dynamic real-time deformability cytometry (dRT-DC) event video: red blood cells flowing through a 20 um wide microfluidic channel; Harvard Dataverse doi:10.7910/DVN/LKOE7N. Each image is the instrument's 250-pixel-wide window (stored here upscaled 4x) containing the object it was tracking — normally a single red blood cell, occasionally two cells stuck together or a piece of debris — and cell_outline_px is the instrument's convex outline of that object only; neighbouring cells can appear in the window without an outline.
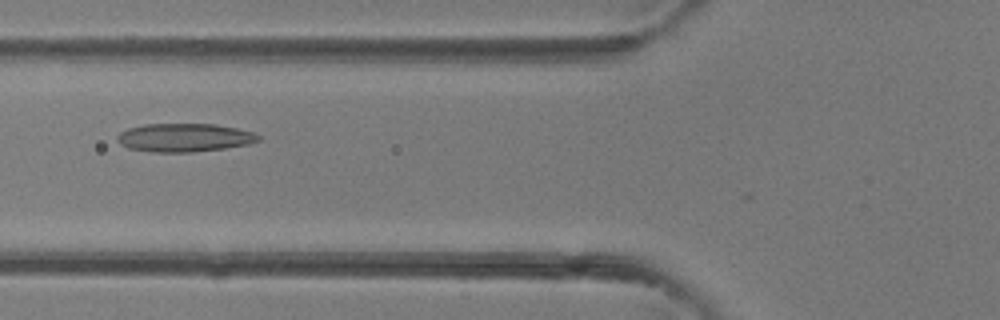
{"species": "common noctule bat (a hibernating species)", "species_latin": "Nyctalus noctula", "temperature_condition": "room temperature", "stored_images_in_passage": 29, "camera_frame_rate_fps": 3000, "um_per_image_px": 0.085, "animal": {"sex": "female"}, "frame": {"image": 1, "passage_image": 7, "time_ms": 2.0, "image_size_px": [1000, 320], "cell_outline_px": [[260, 140], [248, 144], [224, 148], [192, 152], [152, 152], [128, 148], [120, 144], [116, 140], [116, 136], [120, 132], [128, 128], [144, 124], [216, 124], [236, 128], [252, 132], [260, 136]], "centroid_in_image_um": [15.63, 11.69], "position_along_channel_um": 110.2, "area_um2": 23.35}}
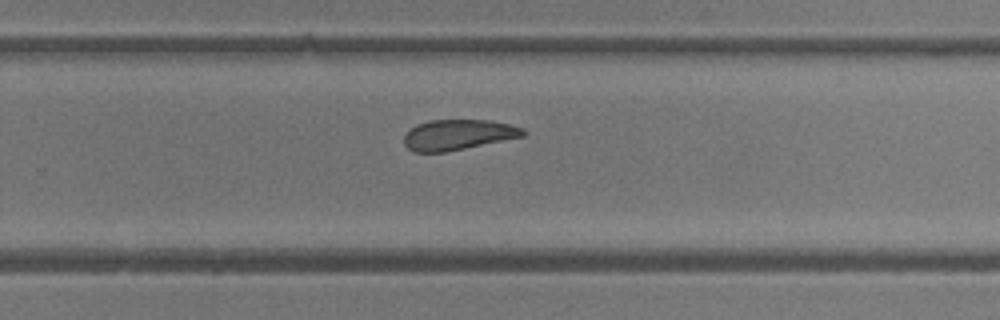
{"frame": {"image": 2, "passage_image": 18, "time_ms": 5.667, "image_size_px": [1000, 320], "cell_outline_px": [[528, 132], [524, 136], [444, 152], [416, 152], [408, 148], [404, 144], [404, 136], [416, 124], [428, 120], [488, 120], [508, 124], [524, 128]], "centroid_in_image_um": [38.94, 11.44], "position_along_channel_um": 290.9, "area_um2": 20.92}}
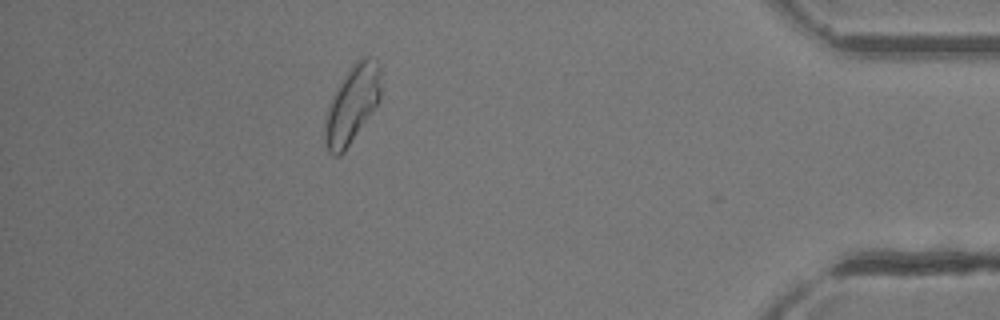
{"frame": {"image": 3, "passage_image": 28, "time_ms": 9.0, "image_size_px": [1000, 320], "cell_outline_px": [[380, 100], [344, 152], [340, 156], [332, 156], [328, 152], [324, 144], [324, 128], [328, 108], [332, 96], [344, 76], [352, 64], [356, 60], [364, 56], [372, 56], [380, 64]], "centroid_in_image_um": [29.92, 8.87], "position_along_channel_um": 405.3, "area_um2": 25.26}}